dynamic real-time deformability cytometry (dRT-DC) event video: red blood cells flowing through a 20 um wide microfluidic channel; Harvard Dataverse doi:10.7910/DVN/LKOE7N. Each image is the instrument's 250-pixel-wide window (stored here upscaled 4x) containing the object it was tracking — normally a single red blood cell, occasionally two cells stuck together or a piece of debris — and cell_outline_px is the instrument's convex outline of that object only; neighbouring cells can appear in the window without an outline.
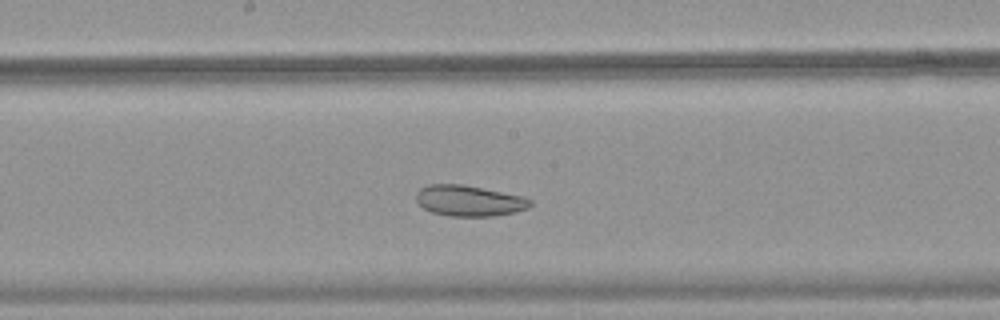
{"species": "common noctule bat (a hibernating species)", "species_latin": "Nyctalus noctula", "temperature_condition": "warm", "stored_images_in_passage": 42, "camera_frame_rate_fps": 3000, "um_per_image_px": 0.085, "animal": {"sex": "female", "body_mass_g": 18.4}, "frame": {"image": 1, "passage_image": 22, "time_ms": 7.0, "image_size_px": [1000, 320], "cell_outline_px": [[532, 204], [528, 208], [516, 212], [492, 216], [448, 216], [432, 212], [424, 208], [416, 200], [416, 192], [420, 188], [428, 184], [464, 184], [524, 196], [532, 200]], "centroid_in_image_um": [39.89, 17.05], "position_along_channel_um": 208.3, "area_um2": 20.69}}
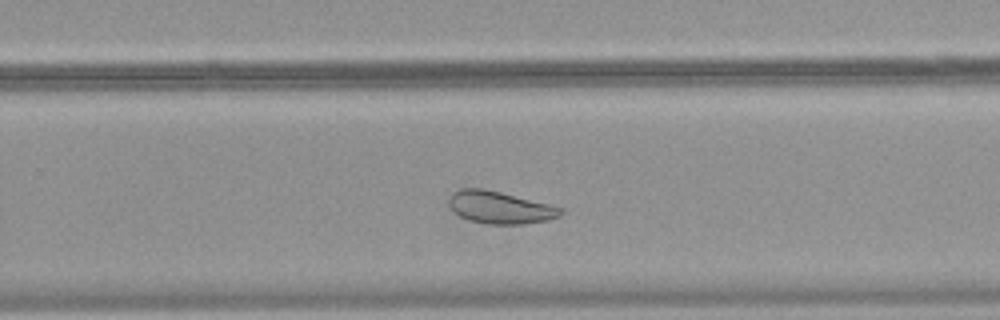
{"frame": {"image": 2, "passage_image": 28, "time_ms": 9.0, "image_size_px": [1000, 320], "cell_outline_px": [[564, 212], [560, 216], [548, 220], [524, 224], [488, 224], [468, 220], [452, 212], [448, 204], [448, 200], [452, 192], [460, 188], [484, 188], [552, 204], [564, 208]], "centroid_in_image_um": [42.5, 17.63], "position_along_channel_um": 287.3, "area_um2": 21.5}}
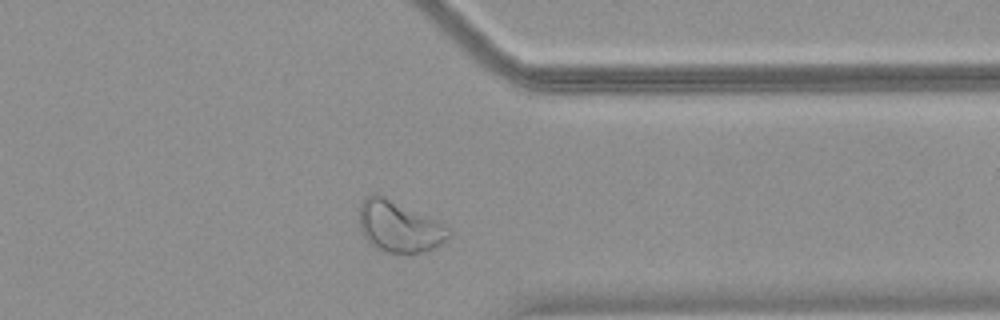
{"frame": {"image": 3, "passage_image": 35, "time_ms": 11.333, "image_size_px": [1000, 320], "cell_outline_px": [[452, 232], [440, 244], [432, 248], [420, 252], [388, 252], [376, 248], [364, 236], [360, 228], [360, 204], [364, 196], [384, 196], [436, 220], [444, 224]], "centroid_in_image_um": [33.91, 19.25], "position_along_channel_um": 377.5, "area_um2": 25.89}}